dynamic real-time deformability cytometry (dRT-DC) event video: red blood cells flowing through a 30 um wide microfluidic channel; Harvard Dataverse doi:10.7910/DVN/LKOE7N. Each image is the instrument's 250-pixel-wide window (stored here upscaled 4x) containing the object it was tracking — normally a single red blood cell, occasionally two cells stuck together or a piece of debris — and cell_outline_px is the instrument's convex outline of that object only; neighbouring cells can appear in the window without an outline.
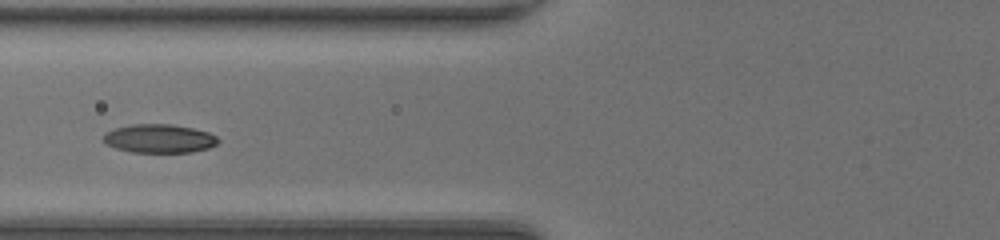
{"species": "common noctule bat (a hibernating species)", "species_latin": "Nyctalus noctula", "temperature_condition": "room temperature", "stored_images_in_passage": 23, "camera_frame_rate_fps": 3000, "um_per_image_px": 0.085, "animal": {"sex": "female", "body_mass_g": 20.0, "forearm_length_mm": 54.0}, "frame": {"image": 1, "passage_image": 13, "time_ms": 4.0, "image_size_px": [1000, 240], "cell_outline_px": [[220, 140], [216, 144], [208, 148], [192, 152], [132, 152], [116, 148], [108, 144], [104, 140], [104, 136], [108, 132], [116, 128], [132, 124], [172, 124], [192, 128], [208, 132], [216, 136]], "centroid_in_image_um": [13.58, 11.77], "position_along_channel_um": 112.2, "area_um2": 18.9}}
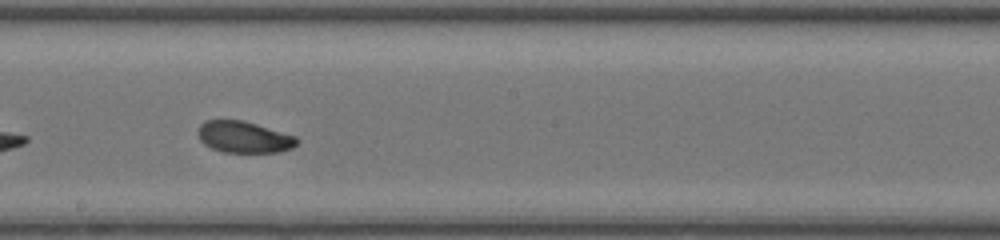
{"frame": {"image": 2, "passage_image": 21, "time_ms": 6.667, "image_size_px": [1000, 240], "cell_outline_px": [[300, 140], [292, 148], [280, 152], [224, 152], [212, 148], [204, 144], [200, 140], [196, 132], [200, 124], [204, 120], [244, 120], [296, 136]], "centroid_in_image_um": [20.72, 11.64], "position_along_channel_um": 227.5, "area_um2": 18.32}}